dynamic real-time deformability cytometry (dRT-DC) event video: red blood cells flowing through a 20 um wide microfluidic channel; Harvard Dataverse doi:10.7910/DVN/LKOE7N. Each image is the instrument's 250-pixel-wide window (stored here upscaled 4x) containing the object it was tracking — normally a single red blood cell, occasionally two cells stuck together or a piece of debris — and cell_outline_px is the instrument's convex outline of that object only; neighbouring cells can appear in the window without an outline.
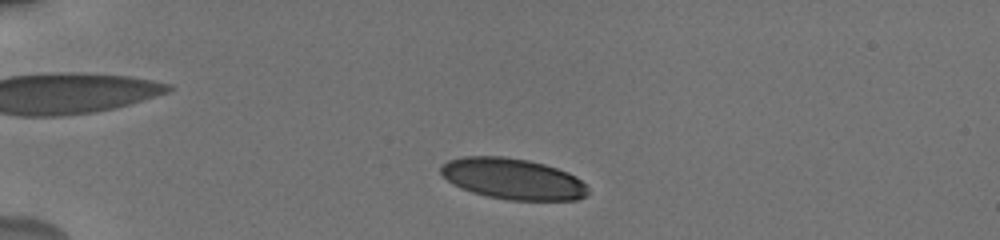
{"species": "human", "species_latin": "Homo sapiens", "temperature_condition": "cold", "stored_images_in_passage": 20, "camera_frame_rate_fps": 3000, "um_per_image_px": 0.085, "donor": {"sex": "male"}, "frame": {"image": 1, "passage_image": 10, "time_ms": 1.333, "image_size_px": [1000, 240], "cell_outline_px": [[588, 196], [576, 200], [508, 200], [488, 196], [472, 192], [452, 184], [440, 172], [440, 164], [448, 160], [460, 156], [504, 156], [528, 160], [544, 164], [568, 172], [576, 176], [588, 188]], "centroid_in_image_um": [43.58, 15.19], "position_along_channel_um": 41.4, "area_um2": 35.32}}